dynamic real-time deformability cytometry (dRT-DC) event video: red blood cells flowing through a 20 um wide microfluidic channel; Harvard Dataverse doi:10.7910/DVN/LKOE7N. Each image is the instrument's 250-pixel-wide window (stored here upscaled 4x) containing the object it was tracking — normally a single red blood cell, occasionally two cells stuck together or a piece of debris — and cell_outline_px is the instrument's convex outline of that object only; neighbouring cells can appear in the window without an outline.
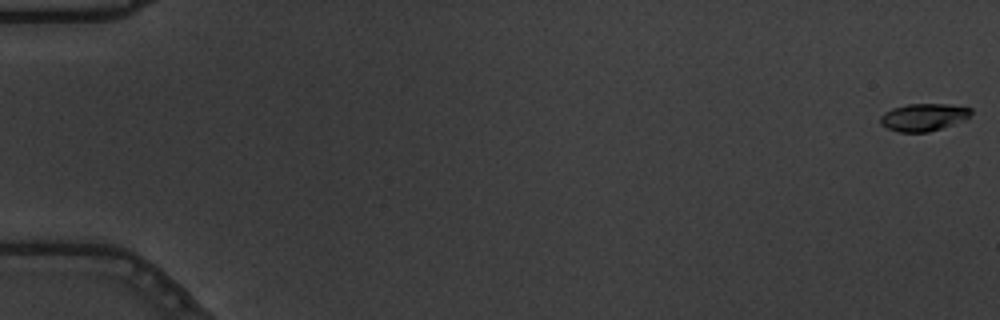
{"species": "common noctule bat (a hibernating species)", "species_latin": "Nyctalus noctula", "temperature_condition": "warm", "stored_images_in_passage": 57, "camera_frame_rate_fps": 3000, "um_per_image_px": 0.085, "animal": {"sex": "male", "body_mass_g": 19.5, "forearm_length_mm": 54.6}, "frame": {"image": 1, "passage_image": 1, "time_ms": 0.0, "image_size_px": [1000, 320], "cell_outline_px": [[972, 112], [964, 120], [928, 132], [900, 132], [888, 128], [880, 124], [880, 116], [884, 112], [892, 108], [908, 104], [948, 104], [972, 108]], "centroid_in_image_um": [78.48, 9.95], "position_along_channel_um": 6.5, "area_um2": 14.39}}
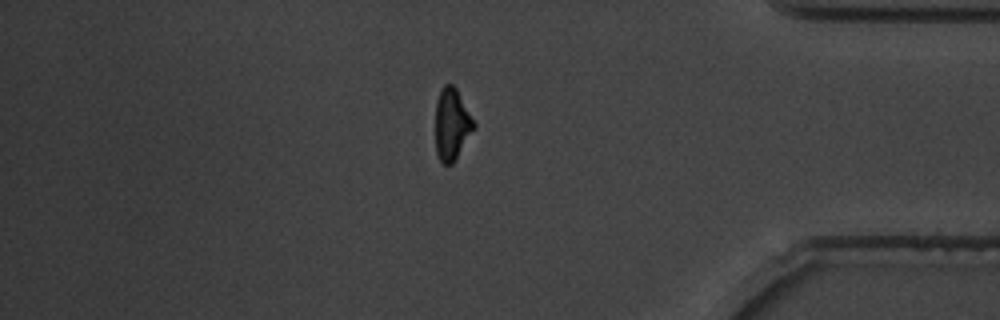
{"frame": {"image": 2, "passage_image": 49, "time_ms": 16.0, "image_size_px": [1000, 320], "cell_outline_px": [[476, 124], [452, 164], [444, 164], [440, 160], [436, 152], [436, 100], [440, 88], [444, 84], [452, 84], [456, 88]], "centroid_in_image_um": [38.38, 10.52], "position_along_channel_um": 396.8, "area_um2": 15.78}}
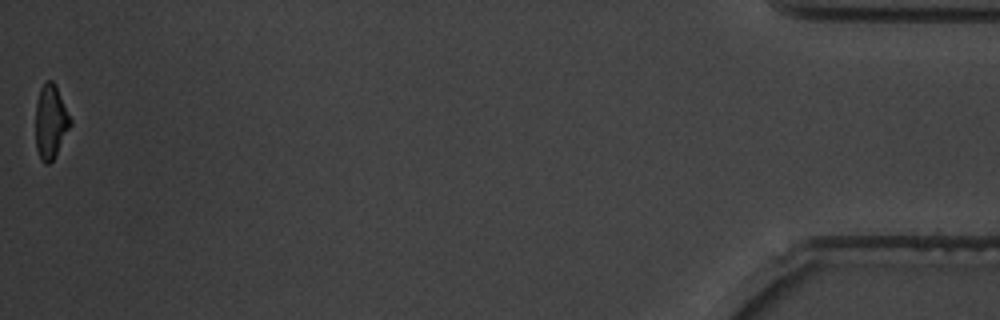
{"frame": {"image": 3, "passage_image": 57, "time_ms": 18.667, "image_size_px": [1000, 320], "cell_outline_px": [[72, 124], [52, 160], [48, 164], [44, 164], [40, 160], [36, 148], [36, 104], [40, 88], [44, 80], [52, 80], [56, 84], [72, 120]], "centroid_in_image_um": [4.31, 10.31], "position_along_channel_um": 430.9, "area_um2": 15.09}, "authors_computed_cell_mechanics": {"area_um2": 16.2418, "velocity_mm_per_s": 3.6766, "shape_relaxation_time_tau1_ms": 2.1083, "shape_relaxation_time_tau2_ms": 2.1299, "deformation_change_tau1": 0.179, "deformation_change_tau2": 0.0895}}